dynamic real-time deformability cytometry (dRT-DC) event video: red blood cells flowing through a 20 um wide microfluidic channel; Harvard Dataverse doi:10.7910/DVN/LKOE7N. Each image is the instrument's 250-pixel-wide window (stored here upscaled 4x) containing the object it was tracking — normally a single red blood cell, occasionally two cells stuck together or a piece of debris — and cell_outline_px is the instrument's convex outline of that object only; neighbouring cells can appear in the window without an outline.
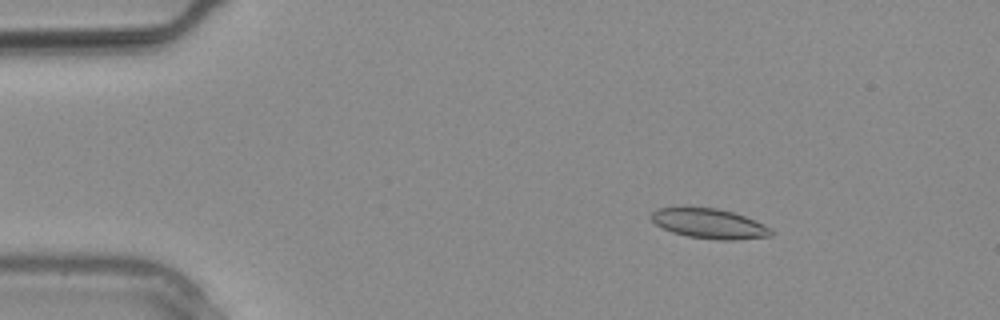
{"species": "common noctule bat (a hibernating species)", "species_latin": "Nyctalus noctula", "temperature_condition": "warm", "stored_images_in_passage": 28, "camera_frame_rate_fps": 3000, "um_per_image_px": 0.085, "animal": {"sex": "male", "body_mass_g": 20.4}, "frame": {"image": 1, "passage_image": 4, "time_ms": 1.0, "image_size_px": [1000, 320], "cell_outline_px": [[772, 236], [732, 240], [716, 240], [688, 236], [672, 232], [656, 224], [648, 216], [656, 208], [716, 208], [732, 212], [744, 216], [764, 224], [772, 228]], "centroid_in_image_um": [60.3, 19.01], "position_along_channel_um": 24.7, "area_um2": 20.69}}
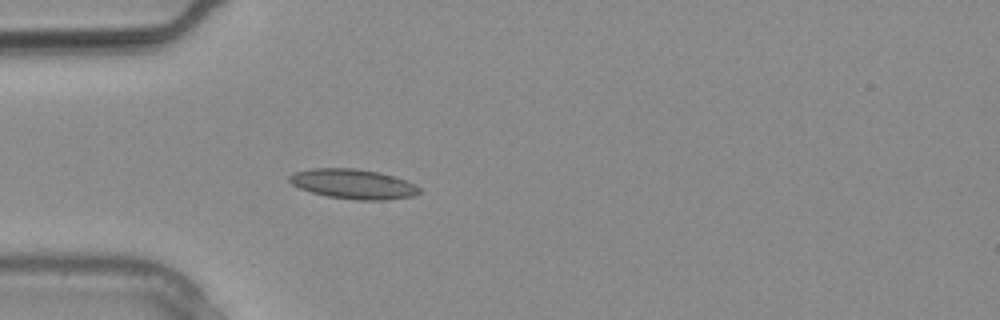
{"frame": {"image": 2, "passage_image": 8, "time_ms": 2.333, "image_size_px": [1000, 320], "cell_outline_px": [[420, 192], [412, 196], [384, 200], [356, 200], [328, 196], [312, 192], [300, 188], [292, 184], [288, 180], [288, 176], [292, 172], [312, 168], [356, 168], [380, 172], [404, 180], [420, 188]], "centroid_in_image_um": [29.97, 15.63], "position_along_channel_um": 55.0, "area_um2": 22.43}}
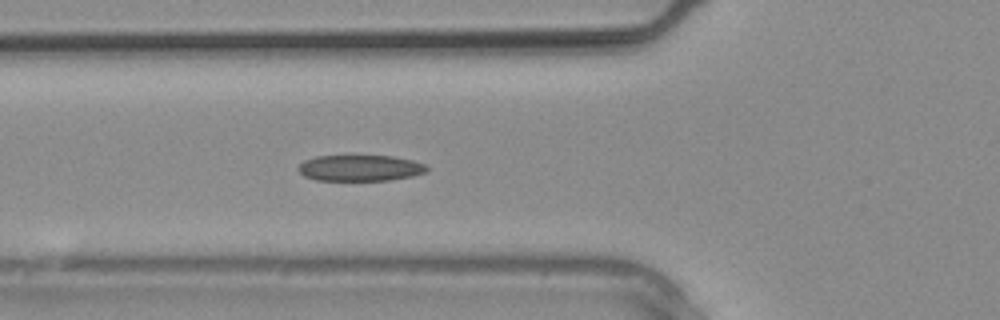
{"frame": {"image": 3, "passage_image": 10, "time_ms": 3.0, "image_size_px": [1000, 320], "cell_outline_px": [[428, 168], [424, 172], [412, 176], [388, 180], [316, 180], [304, 176], [296, 168], [304, 160], [316, 156], [392, 156], [412, 160], [424, 164]], "centroid_in_image_um": [30.57, 14.28], "position_along_channel_um": 95.2, "area_um2": 19.36}}